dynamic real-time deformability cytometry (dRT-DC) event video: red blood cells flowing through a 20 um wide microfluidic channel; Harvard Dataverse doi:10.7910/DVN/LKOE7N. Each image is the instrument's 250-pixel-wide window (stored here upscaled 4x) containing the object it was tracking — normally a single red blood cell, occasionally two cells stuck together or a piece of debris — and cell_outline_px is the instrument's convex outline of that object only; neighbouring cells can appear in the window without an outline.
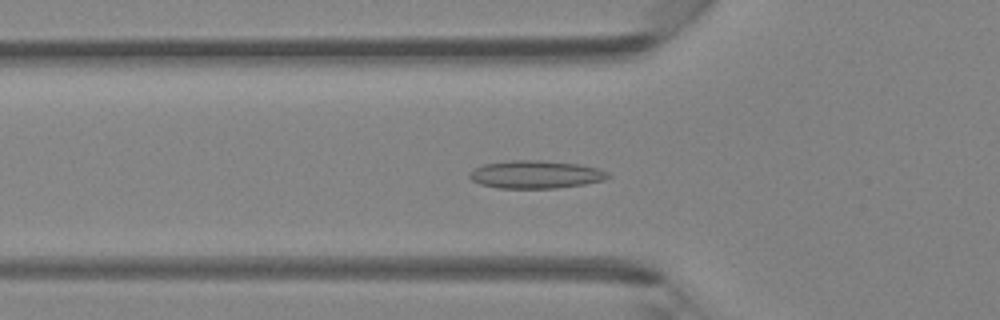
{"species": "Egyptian fruit bat (a non-hibernating species)", "species_latin": "Rousettus aegyptiacus", "temperature_condition": "room temperature", "stored_images_in_passage": 46, "camera_frame_rate_fps": 3000, "um_per_image_px": 0.085, "animal": {"sex": "female"}, "frame": {"image": 1, "passage_image": 16, "time_ms": 5.0, "image_size_px": [1000, 320], "cell_outline_px": [[612, 176], [604, 180], [584, 184], [556, 188], [496, 188], [480, 184], [472, 180], [468, 176], [468, 172], [484, 164], [512, 160], [540, 160], [580, 164], [596, 168], [608, 172]], "centroid_in_image_um": [45.53, 14.83], "position_along_channel_um": 80.3, "area_um2": 22.54}}
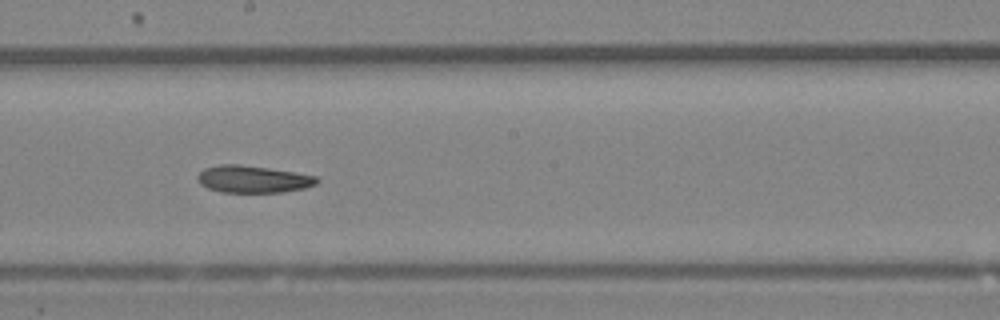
{"frame": {"image": 2, "passage_image": 26, "time_ms": 8.333, "image_size_px": [1000, 320], "cell_outline_px": [[320, 180], [316, 184], [304, 188], [280, 192], [220, 192], [208, 188], [200, 184], [196, 176], [204, 168], [220, 164], [240, 164], [296, 172], [316, 176]], "centroid_in_image_um": [21.49, 15.22], "position_along_channel_um": 226.7, "area_um2": 18.9}}
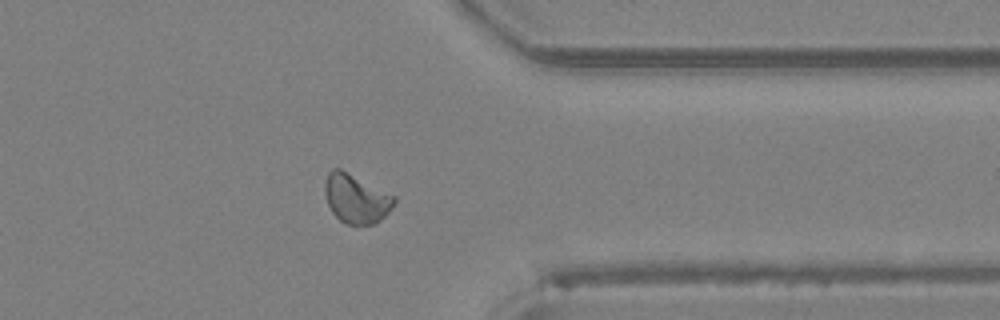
{"frame": {"image": 3, "passage_image": 37, "time_ms": 12.0, "image_size_px": [1000, 320], "cell_outline_px": [[396, 200], [388, 212], [376, 224], [344, 224], [332, 212], [328, 204], [324, 192], [324, 184], [328, 172], [332, 168], [340, 168], [396, 196]], "centroid_in_image_um": [30.25, 16.87], "position_along_channel_um": 381.1, "area_um2": 19.83}}